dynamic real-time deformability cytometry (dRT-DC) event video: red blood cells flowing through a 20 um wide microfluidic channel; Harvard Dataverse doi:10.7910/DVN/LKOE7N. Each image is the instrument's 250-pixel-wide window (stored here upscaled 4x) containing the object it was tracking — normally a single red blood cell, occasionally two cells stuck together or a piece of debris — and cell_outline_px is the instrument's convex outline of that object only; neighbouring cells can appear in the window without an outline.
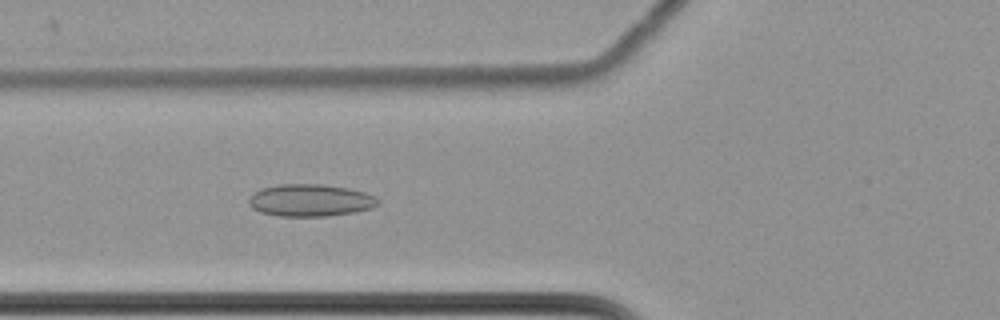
{"species": "common noctule bat (a hibernating species)", "species_latin": "Nyctalus noctula", "temperature_condition": "cold", "stored_images_in_passage": 41, "camera_frame_rate_fps": 3000, "um_per_image_px": 0.085, "animal": {"sex": "female", "body_mass_g": 22.7, "forearm_length_mm": 54.2}, "frame": {"image": 1, "passage_image": 7, "time_ms": 2.0, "image_size_px": [1000, 320], "cell_outline_px": [[380, 204], [372, 208], [356, 212], [328, 216], [280, 216], [260, 212], [252, 208], [248, 204], [248, 200], [260, 188], [280, 184], [324, 184], [348, 188], [364, 192], [376, 196], [380, 200]], "centroid_in_image_um": [26.42, 17.03], "position_along_channel_um": 99.4, "area_um2": 24.45}}
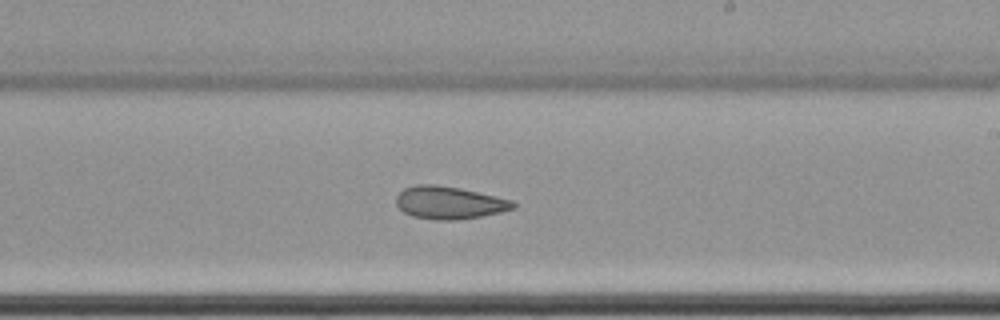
{"frame": {"image": 2, "passage_image": 20, "time_ms": 6.333, "image_size_px": [1000, 320], "cell_outline_px": [[516, 208], [500, 212], [480, 216], [456, 220], [436, 220], [412, 216], [404, 212], [396, 204], [396, 196], [404, 188], [416, 184], [436, 184], [460, 188], [496, 196], [512, 200], [516, 204]], "centroid_in_image_um": [38.18, 17.22], "position_along_channel_um": 250.8, "area_um2": 22.25}}
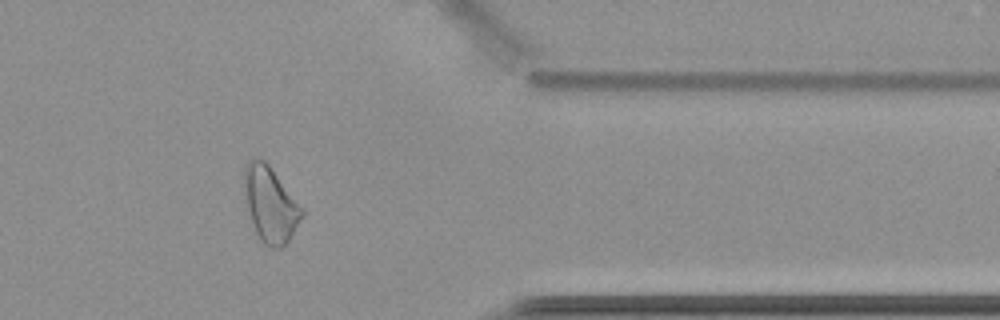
{"frame": {"image": 3, "passage_image": 33, "time_ms": 10.667, "image_size_px": [1000, 320], "cell_outline_px": [[304, 216], [288, 240], [280, 248], [272, 248], [264, 244], [260, 240], [256, 232], [248, 208], [244, 192], [244, 168], [248, 160], [256, 156], [260, 156], [268, 164], [304, 208]], "centroid_in_image_um": [22.99, 17.33], "position_along_channel_um": 388.4, "area_um2": 25.32}}